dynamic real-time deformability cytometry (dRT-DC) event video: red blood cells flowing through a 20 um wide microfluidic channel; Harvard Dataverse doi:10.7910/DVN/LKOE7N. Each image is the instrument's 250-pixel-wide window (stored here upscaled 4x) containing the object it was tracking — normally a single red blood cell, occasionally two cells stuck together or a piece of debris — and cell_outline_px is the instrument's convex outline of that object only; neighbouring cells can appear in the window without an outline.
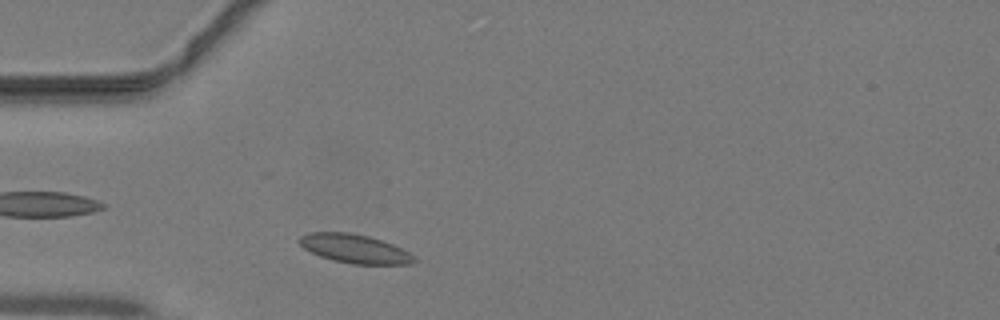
{"species": "common noctule bat (a hibernating species)", "species_latin": "Nyctalus noctula", "temperature_condition": "warm", "stored_images_in_passage": 34, "camera_frame_rate_fps": 3000, "um_per_image_px": 0.085, "animal": {"sex": "male", "body_mass_g": 19.2, "forearm_length_mm": 51.8}, "frame": {"image": 1, "passage_image": 3, "time_ms": 0.667, "image_size_px": [1000, 320], "cell_outline_px": [[420, 260], [412, 264], [352, 264], [332, 260], [320, 256], [304, 248], [296, 240], [300, 236], [308, 232], [348, 232], [368, 236], [384, 240], [416, 256]], "centroid_in_image_um": [30.17, 21.14], "position_along_channel_um": 54.8, "area_um2": 19.48}}
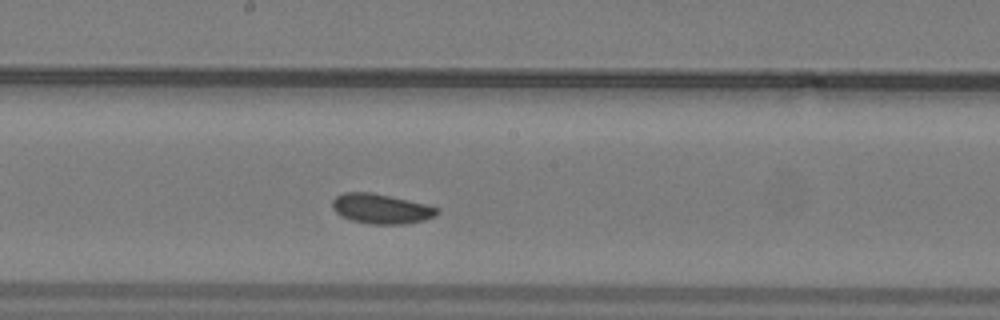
{"frame": {"image": 2, "passage_image": 14, "time_ms": 4.333, "image_size_px": [1000, 320], "cell_outline_px": [[440, 212], [436, 216], [424, 220], [404, 224], [368, 224], [352, 220], [340, 216], [332, 208], [332, 200], [336, 196], [344, 192], [372, 192], [424, 204], [440, 208]], "centroid_in_image_um": [32.38, 17.75], "position_along_channel_um": 215.8, "area_um2": 18.26}}
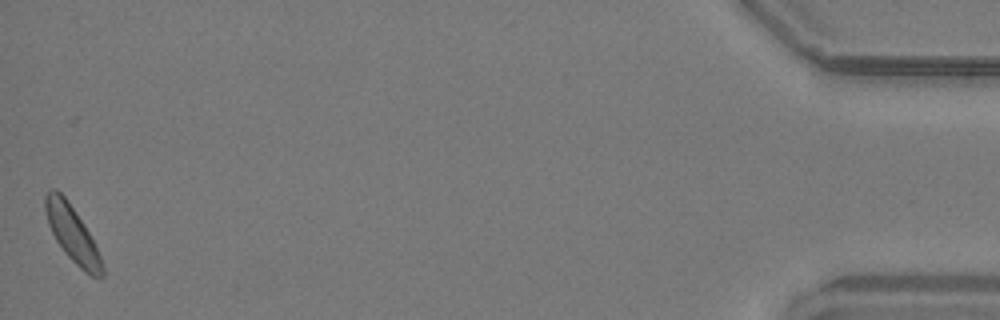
{"frame": {"image": 3, "passage_image": 34, "time_ms": 11.0, "image_size_px": [1000, 320], "cell_outline_px": [[104, 276], [92, 276], [84, 272], [64, 252], [56, 240], [48, 224], [44, 208], [44, 196], [48, 188], [56, 188], [68, 200], [84, 224], [100, 256], [104, 268]], "centroid_in_image_um": [6.1, 19.83], "position_along_channel_um": 429.1, "area_um2": 18.44}}